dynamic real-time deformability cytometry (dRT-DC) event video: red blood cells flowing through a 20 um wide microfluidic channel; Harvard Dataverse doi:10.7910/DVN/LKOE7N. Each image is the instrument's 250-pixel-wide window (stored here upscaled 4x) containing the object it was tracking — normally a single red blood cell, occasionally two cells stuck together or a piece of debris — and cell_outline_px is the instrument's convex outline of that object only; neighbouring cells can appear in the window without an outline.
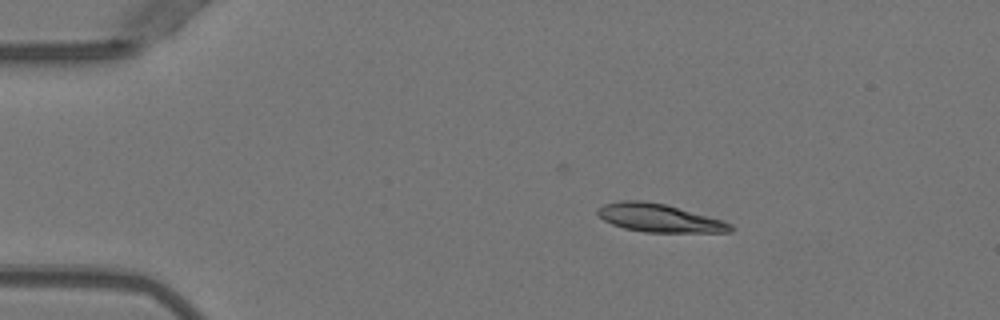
{"species": "Egyptian fruit bat (a non-hibernating species)", "species_latin": "Rousettus aegyptiacus", "temperature_condition": "warm", "stored_images_in_passage": 7, "camera_frame_rate_fps": 3000, "um_per_image_px": 0.085, "animal": {"sex": "female"}, "frame": {"image": 1, "passage_image": 4, "time_ms": 1.0, "image_size_px": [1000, 320], "cell_outline_px": [[736, 228], [732, 232], [644, 232], [624, 228], [612, 224], [604, 220], [596, 212], [604, 204], [620, 200], [644, 200], [664, 204], [724, 220], [732, 224]], "centroid_in_image_um": [56.07, 18.53], "position_along_channel_um": 28.9, "area_um2": 21.79}}
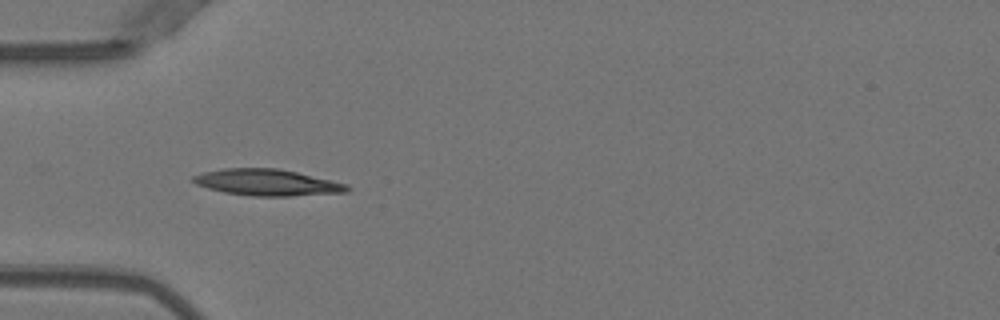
{"frame": {"image": 2, "passage_image": 6, "time_ms": 1.667, "image_size_px": [1000, 320], "cell_outline_px": [[352, 188], [348, 192], [288, 196], [252, 196], [224, 192], [208, 188], [196, 184], [192, 180], [192, 176], [204, 172], [224, 168], [276, 168], [296, 172], [348, 184]], "centroid_in_image_um": [22.72, 15.51], "position_along_channel_um": 62.3, "area_um2": 23.58}}
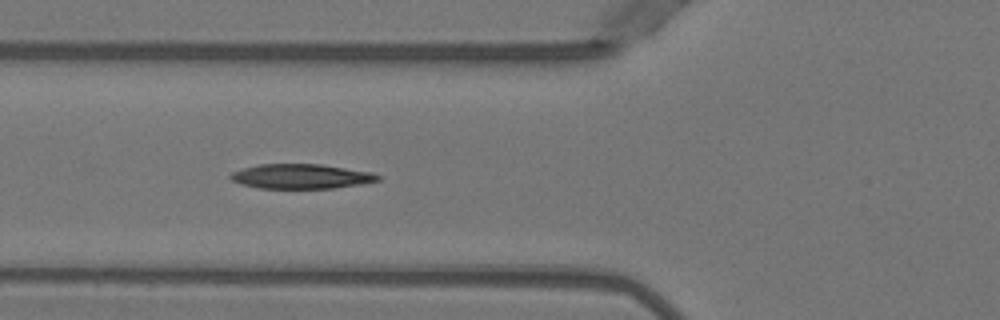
{"frame": {"image": 3, "passage_image": 7, "time_ms": 2.0, "image_size_px": [1000, 320], "cell_outline_px": [[380, 180], [360, 184], [332, 188], [260, 188], [240, 184], [232, 180], [228, 176], [232, 172], [244, 168], [260, 164], [320, 164], [372, 172], [380, 176]], "centroid_in_image_um": [25.58, 14.99], "position_along_channel_um": 100.2, "area_um2": 21.04}}